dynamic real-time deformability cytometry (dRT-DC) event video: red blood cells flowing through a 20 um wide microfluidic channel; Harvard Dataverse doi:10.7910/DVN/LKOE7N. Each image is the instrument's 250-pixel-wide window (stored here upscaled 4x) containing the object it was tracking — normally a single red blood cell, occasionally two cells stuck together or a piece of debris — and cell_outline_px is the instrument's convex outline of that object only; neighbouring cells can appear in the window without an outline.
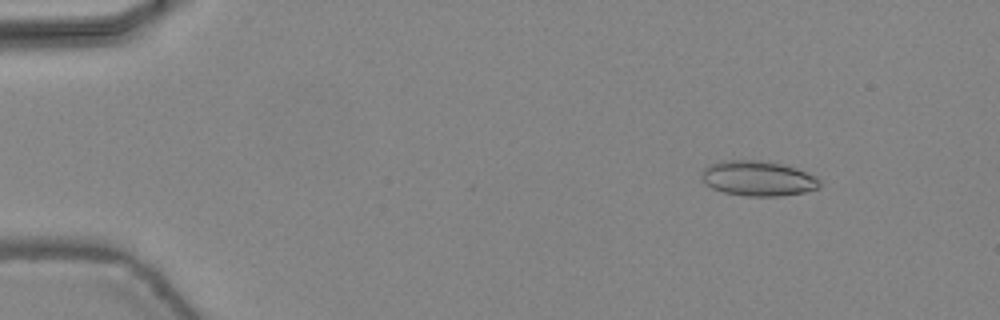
{"species": "common noctule bat (a hibernating species)", "species_latin": "Nyctalus noctula", "temperature_condition": "warm", "stored_images_in_passage": 46, "camera_frame_rate_fps": 3000, "um_per_image_px": 0.085, "animal": {"sex": "female", "body_mass_g": 24.6, "forearm_length_mm": 56.2}, "frame": {"image": 1, "passage_image": 6, "time_ms": 1.667, "image_size_px": [1000, 320], "cell_outline_px": [[820, 188], [804, 192], [780, 196], [744, 196], [724, 192], [712, 188], [704, 184], [700, 176], [700, 172], [708, 164], [720, 160], [760, 160], [780, 164], [796, 168], [816, 176], [820, 180]], "centroid_in_image_um": [64.38, 15.16], "position_along_channel_um": 20.6, "area_um2": 24.45}}
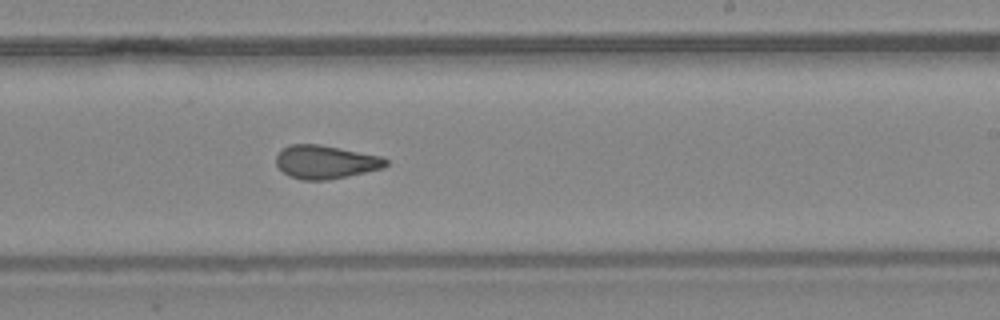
{"frame": {"image": 2, "passage_image": 29, "time_ms": 9.333, "image_size_px": [1000, 320], "cell_outline_px": [[388, 164], [384, 168], [348, 176], [328, 180], [300, 180], [288, 176], [276, 164], [276, 156], [288, 144], [320, 144], [384, 156], [388, 160]], "centroid_in_image_um": [27.71, 13.77], "position_along_channel_um": 261.3, "area_um2": 21.62}}
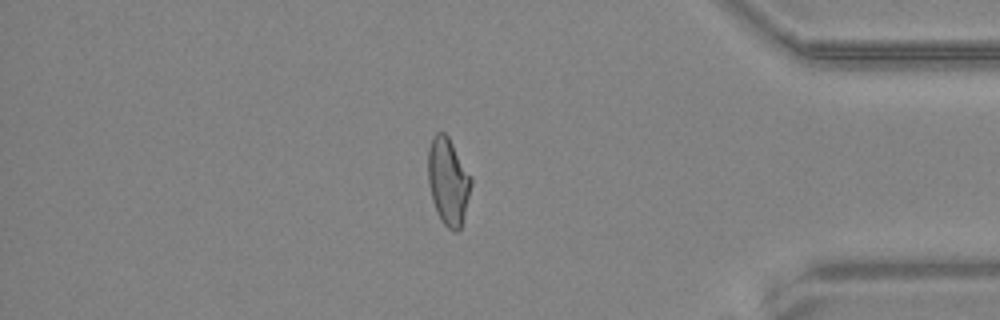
{"frame": {"image": 3, "passage_image": 40, "time_ms": 13.0, "image_size_px": [1000, 320], "cell_outline_px": [[472, 184], [460, 228], [456, 232], [452, 232], [440, 220], [436, 212], [432, 200], [428, 184], [428, 148], [432, 136], [436, 132], [444, 132], [448, 136], [472, 176]], "centroid_in_image_um": [38.08, 15.39], "position_along_channel_um": 397.1, "area_um2": 22.02}, "authors_computed_cell_mechanics": {"area_um2": 22.1952, "velocity_mm_per_s": 4.4863, "shape_relaxation_time_tau1_ms": null, "shape_relaxation_time_tau2_ms": 1.7412, "deformation_change_tau1": null, "deformation_change_tau2": 0.0943}}